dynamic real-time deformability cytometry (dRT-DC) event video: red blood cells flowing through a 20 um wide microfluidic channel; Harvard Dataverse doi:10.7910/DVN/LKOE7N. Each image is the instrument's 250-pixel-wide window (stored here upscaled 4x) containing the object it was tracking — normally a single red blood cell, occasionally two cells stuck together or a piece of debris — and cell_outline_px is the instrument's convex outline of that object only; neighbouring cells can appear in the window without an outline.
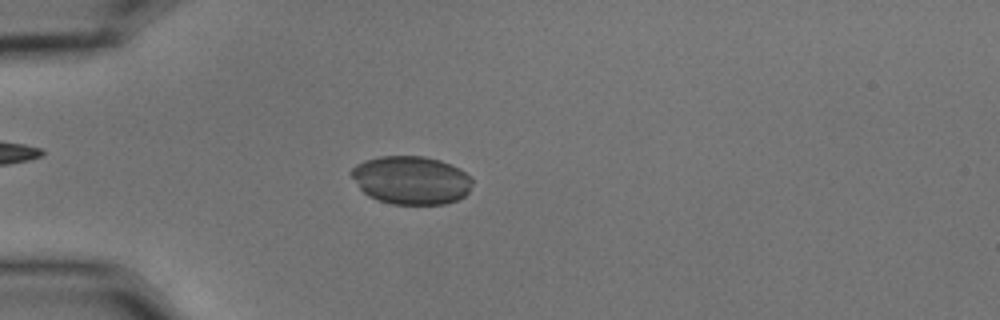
{"species": "common noctule bat (a hibernating species)", "species_latin": "Nyctalus noctula", "temperature_condition": "cold", "stored_images_in_passage": 48, "camera_frame_rate_fps": 3000, "um_per_image_px": 0.085, "animal": {"sex": "male", "body_mass_g": 15.6}, "frame": {"image": 1, "passage_image": 7, "time_ms": 2.0, "image_size_px": [1000, 320], "cell_outline_px": [[472, 184], [468, 192], [464, 196], [456, 200], [444, 204], [392, 204], [368, 196], [360, 188], [348, 172], [356, 164], [364, 160], [380, 156], [424, 156], [440, 160], [460, 168], [472, 176]], "centroid_in_image_um": [34.95, 15.3], "position_along_channel_um": 50.1, "area_um2": 34.22}}
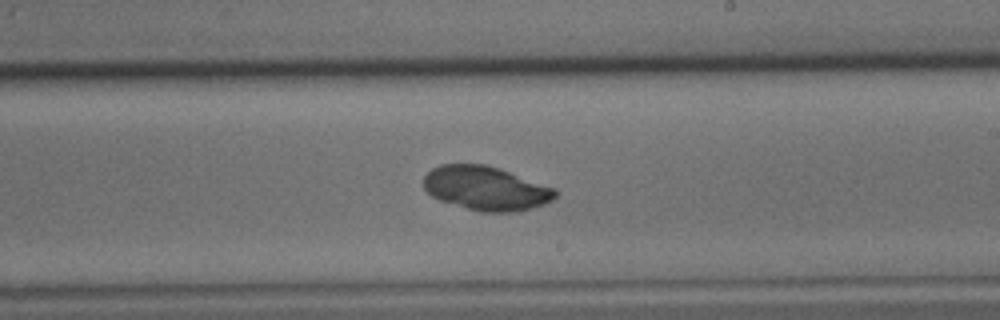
{"frame": {"image": 2, "passage_image": 25, "time_ms": 8.0, "image_size_px": [1000, 320], "cell_outline_px": [[560, 192], [552, 200], [544, 204], [532, 208], [516, 212], [480, 212], [440, 200], [432, 196], [424, 188], [424, 176], [432, 168], [440, 164], [484, 164], [556, 188]], "centroid_in_image_um": [41.31, 16.01], "position_along_channel_um": 247.7, "area_um2": 33.64}}
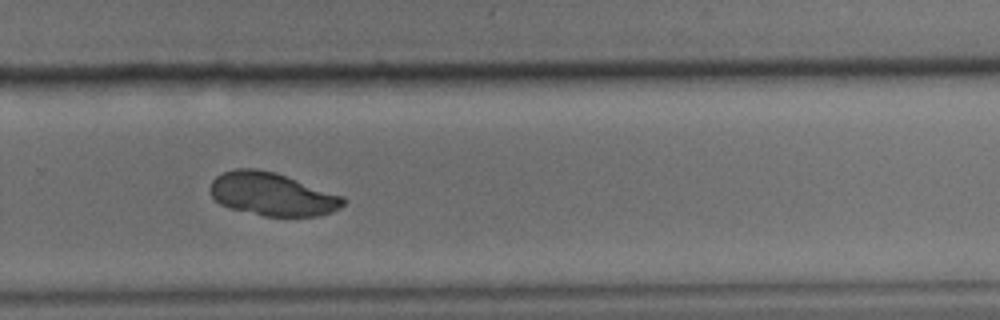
{"frame": {"image": 3, "passage_image": 30, "time_ms": 9.667, "image_size_px": [1000, 320], "cell_outline_px": [[348, 200], [340, 208], [332, 212], [316, 216], [264, 216], [232, 208], [220, 204], [212, 196], [208, 188], [212, 180], [216, 176], [224, 172], [236, 168], [256, 168], [276, 172], [344, 196]], "centroid_in_image_um": [23.15, 16.49], "position_along_channel_um": 306.7, "area_um2": 33.58}}